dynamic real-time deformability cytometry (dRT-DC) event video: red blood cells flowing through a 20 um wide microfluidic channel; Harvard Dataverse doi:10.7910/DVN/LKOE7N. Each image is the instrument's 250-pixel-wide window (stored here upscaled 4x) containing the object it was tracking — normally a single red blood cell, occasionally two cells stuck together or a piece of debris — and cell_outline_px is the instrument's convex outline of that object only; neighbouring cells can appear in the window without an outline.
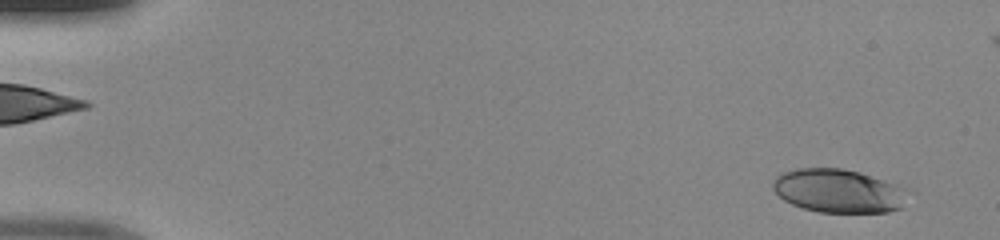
{"species": "human", "species_latin": "Homo sapiens", "temperature_condition": "room temperature", "stored_images_in_passage": 49, "camera_frame_rate_fps": 3000, "um_per_image_px": 0.085, "donor": {"sex": "male"}, "frame": {"image": 1, "passage_image": 3, "time_ms": 0.667, "image_size_px": [1000, 240], "cell_outline_px": [[904, 192], [900, 208], [888, 212], [820, 212], [804, 208], [792, 204], [784, 200], [772, 188], [772, 184], [776, 176], [784, 172], [796, 168], [840, 168], [860, 172], [896, 184], [904, 188]], "centroid_in_image_um": [71.2, 16.21], "position_along_channel_um": 13.8, "area_um2": 33.76}}
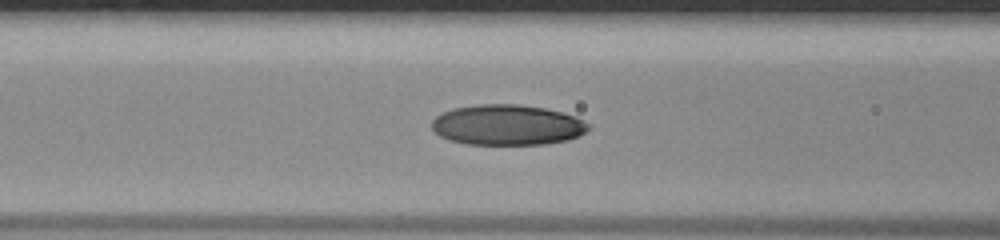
{"frame": {"image": 2, "passage_image": 21, "time_ms": 6.667, "image_size_px": [1000, 240], "cell_outline_px": [[592, 128], [580, 136], [568, 140], [544, 144], [468, 144], [448, 140], [432, 132], [432, 120], [436, 116], [452, 108], [480, 104], [516, 104], [544, 108], [576, 116], [592, 124]], "centroid_in_image_um": [43.15, 10.62], "position_along_channel_um": 123.5, "area_um2": 37.28}}
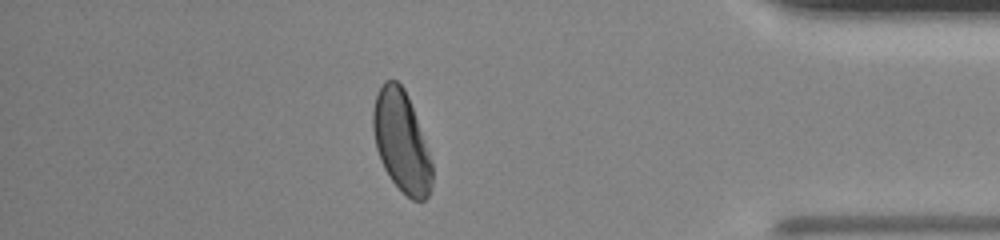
{"frame": {"image": 3, "passage_image": 43, "time_ms": 14.0, "image_size_px": [1000, 240], "cell_outline_px": [[432, 184], [428, 196], [424, 200], [412, 200], [388, 176], [380, 160], [376, 148], [372, 128], [372, 112], [376, 96], [384, 80], [396, 80], [404, 88], [408, 96], [424, 140], [432, 164]], "centroid_in_image_um": [34.1, 12.03], "position_along_channel_um": 401.1, "area_um2": 34.33}}